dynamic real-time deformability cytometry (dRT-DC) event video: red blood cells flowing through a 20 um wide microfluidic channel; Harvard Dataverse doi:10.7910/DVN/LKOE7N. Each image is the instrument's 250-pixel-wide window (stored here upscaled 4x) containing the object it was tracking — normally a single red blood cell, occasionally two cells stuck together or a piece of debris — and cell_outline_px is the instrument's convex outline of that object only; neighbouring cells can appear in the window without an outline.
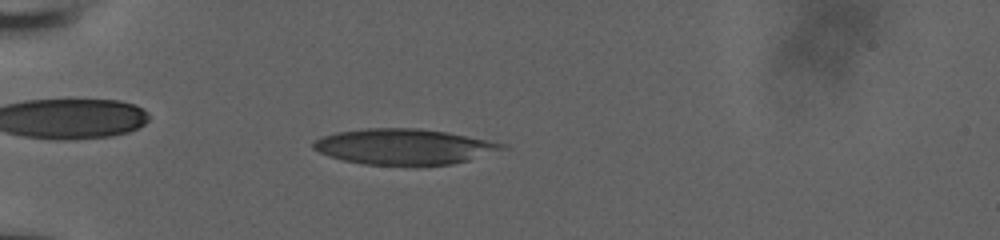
{"species": "human", "species_latin": "Homo sapiens", "temperature_condition": "room temperature", "stored_images_in_passage": 15, "camera_frame_rate_fps": 3000, "um_per_image_px": 0.085, "donor": {"sex": "male"}, "frame": {"image": 1, "passage_image": 9, "time_ms": 2.667, "image_size_px": [1000, 240], "cell_outline_px": [[512, 148], [468, 160], [452, 164], [416, 168], [364, 164], [344, 160], [328, 156], [312, 148], [312, 140], [320, 136], [336, 132], [368, 128], [420, 128], [448, 132], [508, 144]], "centroid_in_image_um": [34.38, 12.49], "position_along_channel_um": 50.6, "area_um2": 40.52}}
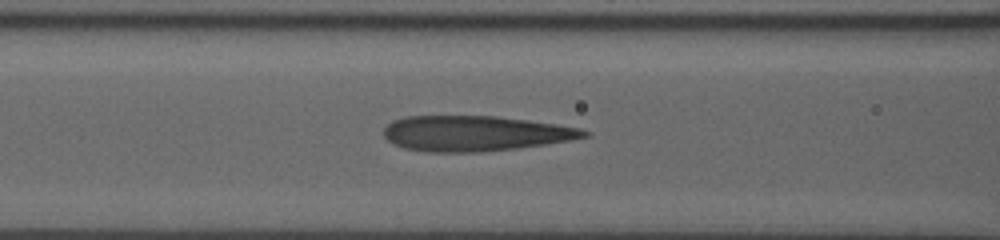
{"frame": {"image": 2, "passage_image": 13, "time_ms": 4.0, "image_size_px": [1000, 240], "cell_outline_px": [[592, 132], [588, 136], [572, 140], [516, 148], [476, 152], [424, 152], [404, 148], [388, 140], [384, 136], [384, 128], [392, 120], [404, 116], [496, 116], [556, 124], [580, 128]], "centroid_in_image_um": [40.37, 11.34], "position_along_channel_um": 126.2, "area_um2": 41.21}}
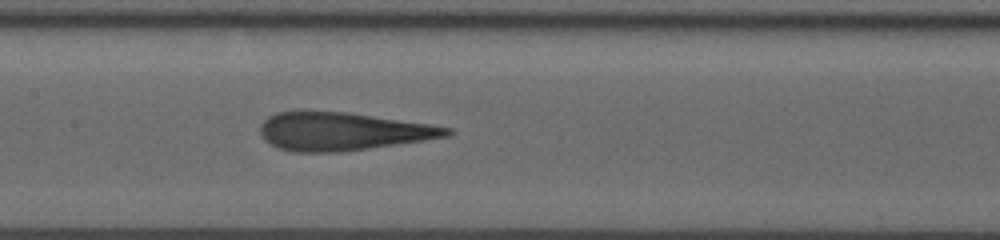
{"frame": {"image": 3, "passage_image": 15, "time_ms": 4.667, "image_size_px": [1000, 240], "cell_outline_px": [[456, 132], [448, 136], [424, 140], [340, 152], [292, 152], [280, 148], [264, 140], [260, 132], [260, 124], [268, 116], [276, 112], [348, 112], [428, 124], [452, 128]], "centroid_in_image_um": [29.11, 11.17], "position_along_channel_um": 178.3, "area_um2": 40.98}}